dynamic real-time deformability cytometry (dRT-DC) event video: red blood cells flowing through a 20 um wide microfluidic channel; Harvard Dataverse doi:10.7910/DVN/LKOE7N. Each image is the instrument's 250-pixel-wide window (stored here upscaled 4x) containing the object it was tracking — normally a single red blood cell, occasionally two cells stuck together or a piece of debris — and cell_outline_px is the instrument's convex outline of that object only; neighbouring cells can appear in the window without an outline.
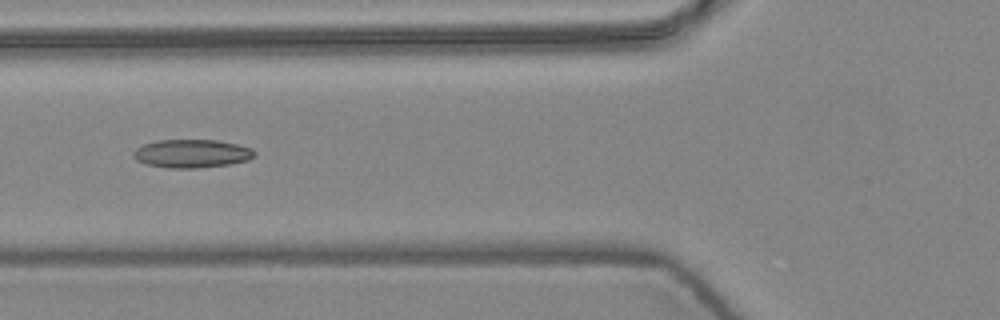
{"species": "common noctule bat (a hibernating species)", "species_latin": "Nyctalus noctula", "temperature_condition": "warm", "stored_images_in_passage": 4, "camera_frame_rate_fps": 3000, "um_per_image_px": 0.085, "animal": {"sex": "female", "body_mass_g": 24.6, "forearm_length_mm": 56.2}, "frame": {"image": 1, "passage_image": 4, "time_ms": 1.0, "image_size_px": [1000, 320], "cell_outline_px": [[256, 152], [248, 160], [228, 164], [196, 168], [168, 168], [148, 164], [136, 160], [132, 152], [136, 148], [144, 144], [156, 140], [216, 140], [236, 144], [252, 148]], "centroid_in_image_um": [16.28, 13.05], "position_along_channel_um": 109.5, "area_um2": 19.83}}